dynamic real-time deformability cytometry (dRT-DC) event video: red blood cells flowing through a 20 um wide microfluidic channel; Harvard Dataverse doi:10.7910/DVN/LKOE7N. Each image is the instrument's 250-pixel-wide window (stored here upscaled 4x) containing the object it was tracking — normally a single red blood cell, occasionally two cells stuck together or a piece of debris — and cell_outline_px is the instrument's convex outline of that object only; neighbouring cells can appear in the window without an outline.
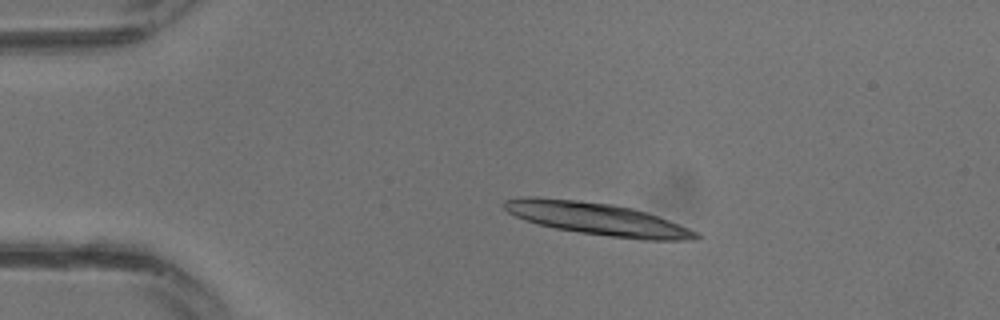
{"species": "common noctule bat (a hibernating species)", "species_latin": "Nyctalus noctula", "temperature_condition": "warm", "stored_images_in_passage": 8, "camera_frame_rate_fps": 3000, "um_per_image_px": 0.085, "animal": {"sex": "male", "body_mass_g": 13.3}, "frame": {"image": 1, "passage_image": 5, "time_ms": 1.333, "image_size_px": [1000, 320], "cell_outline_px": [[704, 236], [692, 240], [644, 240], [580, 232], [556, 228], [540, 224], [516, 216], [508, 212], [504, 208], [504, 200], [524, 196], [536, 196], [576, 200], [612, 204], [632, 208], [668, 220], [688, 228]], "centroid_in_image_um": [50.77, 18.59], "position_along_channel_um": 34.2, "area_um2": 35.6}}